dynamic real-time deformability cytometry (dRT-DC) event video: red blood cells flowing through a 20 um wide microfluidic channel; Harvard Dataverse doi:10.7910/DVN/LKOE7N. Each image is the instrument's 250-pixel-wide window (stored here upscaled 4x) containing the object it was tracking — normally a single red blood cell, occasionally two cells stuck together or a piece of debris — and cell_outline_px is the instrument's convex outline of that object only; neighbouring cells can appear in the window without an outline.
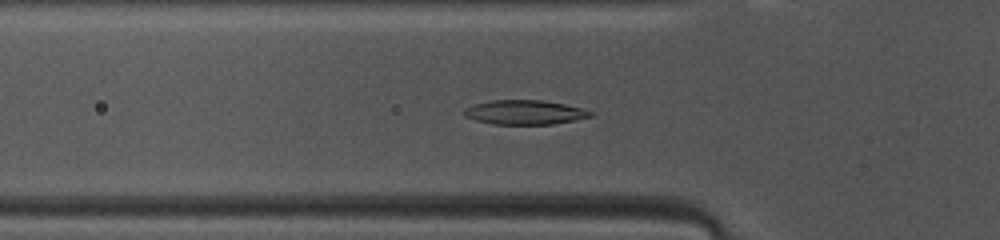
{"species": "common noctule bat (a hibernating species)", "species_latin": "Nyctalus noctula", "temperature_condition": "warm", "stored_images_in_passage": 39, "camera_frame_rate_fps": 3000, "um_per_image_px": 0.085, "animal": {"sex": "female", "body_mass_g": 10.0, "forearm_length_mm": 53.1}, "frame": {"image": 1, "passage_image": 6, "time_ms": 1.667, "image_size_px": [1000, 240], "cell_outline_px": [[592, 116], [552, 124], [492, 124], [476, 120], [464, 116], [464, 108], [472, 104], [492, 100], [544, 100], [564, 104], [580, 108], [592, 112]], "centroid_in_image_um": [44.53, 9.54], "position_along_channel_um": 81.3, "area_um2": 17.8}}
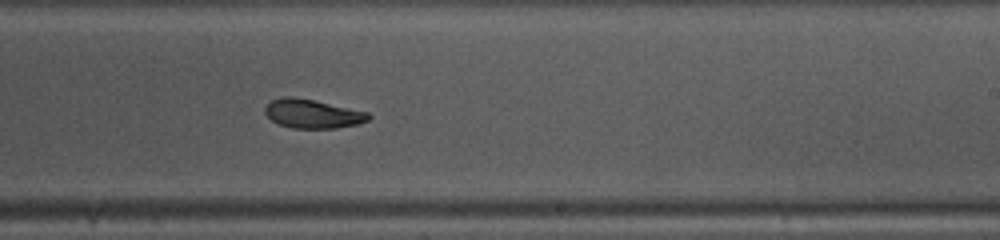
{"frame": {"image": 2, "passage_image": 19, "time_ms": 6.0, "image_size_px": [1000, 240], "cell_outline_px": [[372, 116], [368, 120], [356, 124], [336, 128], [292, 128], [280, 124], [272, 120], [264, 112], [264, 108], [272, 100], [284, 96], [292, 96], [312, 100], [368, 112]], "centroid_in_image_um": [26.55, 9.67], "position_along_channel_um": 262.4, "area_um2": 17.17}}
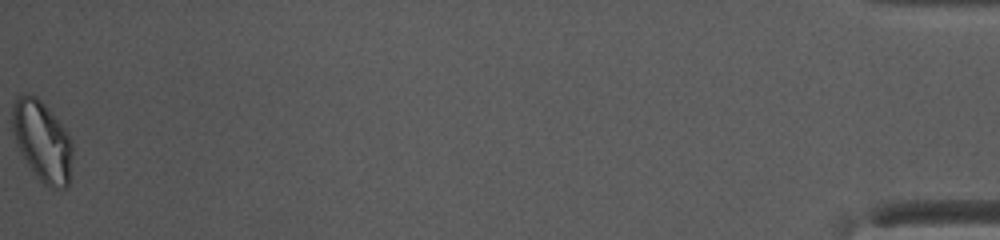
{"frame": {"image": 3, "passage_image": 39, "time_ms": 12.667, "image_size_px": [1000, 240], "cell_outline_px": [[72, 156], [68, 188], [52, 188], [44, 184], [40, 180], [28, 164], [20, 152], [12, 132], [12, 104], [20, 92], [24, 92], [36, 96], [44, 104], [68, 132], [72, 140]], "centroid_in_image_um": [3.58, 11.96], "position_along_channel_um": 431.6, "area_um2": 28.32}, "authors_computed_cell_mechanics": {"area_um2": 18.207, "velocity_mm_per_s": 4.1582, "shape_relaxation_time_tau1_ms": 9.3371, "shape_relaxation_time_tau2_ms": 5.9833, "deformation_change_tau1": 0.2401, "deformation_change_tau2": 0.0885}}